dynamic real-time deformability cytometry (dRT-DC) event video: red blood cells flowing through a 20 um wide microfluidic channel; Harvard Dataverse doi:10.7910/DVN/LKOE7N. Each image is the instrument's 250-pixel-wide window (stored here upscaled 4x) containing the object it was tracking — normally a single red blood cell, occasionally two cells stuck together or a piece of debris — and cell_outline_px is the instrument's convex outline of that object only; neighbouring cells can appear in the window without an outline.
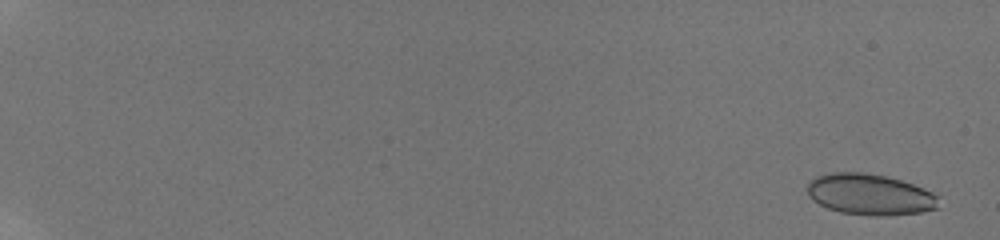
{"species": "human", "species_latin": "Homo sapiens", "temperature_condition": "room temperature", "stored_images_in_passage": 30, "camera_frame_rate_fps": 3000, "um_per_image_px": 0.085, "donor": {"sex": "male"}, "frame": {"image": 1, "passage_image": 3, "time_ms": 0.667, "image_size_px": [1000, 240], "cell_outline_px": [[936, 208], [920, 212], [880, 216], [872, 216], [840, 212], [828, 208], [812, 200], [808, 196], [808, 180], [816, 176], [828, 172], [864, 172], [888, 176], [924, 188], [932, 192], [936, 196]], "centroid_in_image_um": [73.87, 16.51], "position_along_channel_um": 11.1, "area_um2": 31.39}}
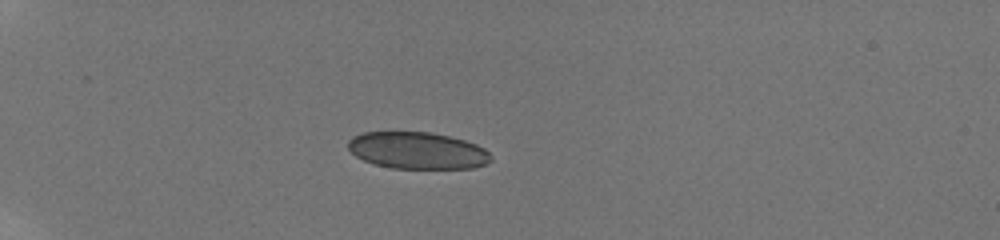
{"frame": {"image": 2, "passage_image": 20, "time_ms": 6.333, "image_size_px": [1000, 240], "cell_outline_px": [[492, 160], [488, 164], [472, 168], [392, 168], [376, 164], [364, 160], [356, 156], [348, 148], [348, 140], [352, 136], [364, 132], [432, 132], [464, 140], [476, 144], [484, 148], [492, 156]], "centroid_in_image_um": [35.5, 12.79], "position_along_channel_um": 49.5, "area_um2": 30.69}}
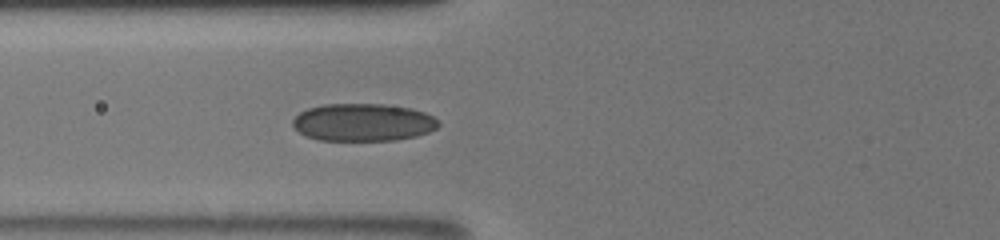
{"frame": {"image": 3, "passage_image": 30, "time_ms": 8.667, "image_size_px": [1000, 240], "cell_outline_px": [[440, 124], [436, 128], [428, 132], [416, 136], [396, 140], [320, 140], [308, 136], [300, 132], [292, 124], [292, 120], [300, 112], [308, 108], [324, 104], [384, 104], [412, 108], [424, 112], [432, 116]], "centroid_in_image_um": [30.87, 10.39], "position_along_channel_um": 94.9, "area_um2": 31.79}}